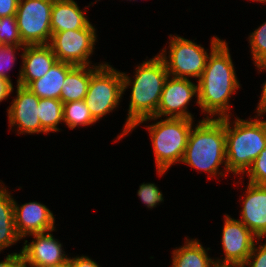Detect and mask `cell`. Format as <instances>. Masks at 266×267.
<instances>
[{"mask_svg": "<svg viewBox=\"0 0 266 267\" xmlns=\"http://www.w3.org/2000/svg\"><path fill=\"white\" fill-rule=\"evenodd\" d=\"M210 55L204 72L197 81V105L206 114L205 118L218 116V119L230 117V97L240 88L234 64L226 41L213 36ZM209 115V116H208Z\"/></svg>", "mask_w": 266, "mask_h": 267, "instance_id": "obj_1", "label": "cell"}, {"mask_svg": "<svg viewBox=\"0 0 266 267\" xmlns=\"http://www.w3.org/2000/svg\"><path fill=\"white\" fill-rule=\"evenodd\" d=\"M135 70L133 81L125 72H121L123 94L131 85V96L125 126L116 140L125 137L139 121L155 116L165 81L169 77L166 64L159 54L143 61Z\"/></svg>", "mask_w": 266, "mask_h": 267, "instance_id": "obj_2", "label": "cell"}, {"mask_svg": "<svg viewBox=\"0 0 266 267\" xmlns=\"http://www.w3.org/2000/svg\"><path fill=\"white\" fill-rule=\"evenodd\" d=\"M181 163L208 172L209 179L212 176L228 175L218 172L219 167L224 165L225 171L229 173L226 164L225 118H204L195 128L192 126Z\"/></svg>", "mask_w": 266, "mask_h": 267, "instance_id": "obj_3", "label": "cell"}, {"mask_svg": "<svg viewBox=\"0 0 266 267\" xmlns=\"http://www.w3.org/2000/svg\"><path fill=\"white\" fill-rule=\"evenodd\" d=\"M262 115H256L244 120L236 117L230 123V117L225 118L226 164L228 172L246 174L253 161L266 146V120Z\"/></svg>", "mask_w": 266, "mask_h": 267, "instance_id": "obj_4", "label": "cell"}, {"mask_svg": "<svg viewBox=\"0 0 266 267\" xmlns=\"http://www.w3.org/2000/svg\"><path fill=\"white\" fill-rule=\"evenodd\" d=\"M193 122L187 118H165L146 127L151 137L159 176L165 174L175 163L182 162Z\"/></svg>", "mask_w": 266, "mask_h": 267, "instance_id": "obj_5", "label": "cell"}, {"mask_svg": "<svg viewBox=\"0 0 266 267\" xmlns=\"http://www.w3.org/2000/svg\"><path fill=\"white\" fill-rule=\"evenodd\" d=\"M122 94L121 72L108 63L93 65V75L84 101L96 122L117 108Z\"/></svg>", "mask_w": 266, "mask_h": 267, "instance_id": "obj_6", "label": "cell"}, {"mask_svg": "<svg viewBox=\"0 0 266 267\" xmlns=\"http://www.w3.org/2000/svg\"><path fill=\"white\" fill-rule=\"evenodd\" d=\"M170 36L169 55L166 56V48L159 54L164 60L169 76L174 78L200 79L204 72L209 54L204 47L195 42L178 36Z\"/></svg>", "mask_w": 266, "mask_h": 267, "instance_id": "obj_7", "label": "cell"}, {"mask_svg": "<svg viewBox=\"0 0 266 267\" xmlns=\"http://www.w3.org/2000/svg\"><path fill=\"white\" fill-rule=\"evenodd\" d=\"M54 0H19L16 22L25 45L49 44Z\"/></svg>", "mask_w": 266, "mask_h": 267, "instance_id": "obj_8", "label": "cell"}, {"mask_svg": "<svg viewBox=\"0 0 266 267\" xmlns=\"http://www.w3.org/2000/svg\"><path fill=\"white\" fill-rule=\"evenodd\" d=\"M94 27L89 23L84 29L53 33L49 45L57 60L75 66H91L89 56L97 40Z\"/></svg>", "mask_w": 266, "mask_h": 267, "instance_id": "obj_9", "label": "cell"}, {"mask_svg": "<svg viewBox=\"0 0 266 267\" xmlns=\"http://www.w3.org/2000/svg\"><path fill=\"white\" fill-rule=\"evenodd\" d=\"M193 96L198 97V85L191 82L190 79L169 76L165 81L155 116L139 121L132 127V130L145 121L160 119L163 116H166V118H187L194 120L193 115L187 111V106Z\"/></svg>", "mask_w": 266, "mask_h": 267, "instance_id": "obj_10", "label": "cell"}, {"mask_svg": "<svg viewBox=\"0 0 266 267\" xmlns=\"http://www.w3.org/2000/svg\"><path fill=\"white\" fill-rule=\"evenodd\" d=\"M224 258L216 259L217 267H243L255 242L259 240L240 220L225 214L222 227Z\"/></svg>", "mask_w": 266, "mask_h": 267, "instance_id": "obj_11", "label": "cell"}, {"mask_svg": "<svg viewBox=\"0 0 266 267\" xmlns=\"http://www.w3.org/2000/svg\"><path fill=\"white\" fill-rule=\"evenodd\" d=\"M55 230L29 235L35 240L29 243L25 240L20 250L23 267H49L69 261L70 257L63 251L61 243L51 234Z\"/></svg>", "mask_w": 266, "mask_h": 267, "instance_id": "obj_12", "label": "cell"}, {"mask_svg": "<svg viewBox=\"0 0 266 267\" xmlns=\"http://www.w3.org/2000/svg\"><path fill=\"white\" fill-rule=\"evenodd\" d=\"M40 98L26 87L17 85L16 97L7 109L10 130L15 126L19 134H48L38 117Z\"/></svg>", "mask_w": 266, "mask_h": 267, "instance_id": "obj_13", "label": "cell"}, {"mask_svg": "<svg viewBox=\"0 0 266 267\" xmlns=\"http://www.w3.org/2000/svg\"><path fill=\"white\" fill-rule=\"evenodd\" d=\"M14 221L21 239L28 235L54 230L55 217L48 207L39 202H28L21 206L14 200Z\"/></svg>", "mask_w": 266, "mask_h": 267, "instance_id": "obj_14", "label": "cell"}, {"mask_svg": "<svg viewBox=\"0 0 266 267\" xmlns=\"http://www.w3.org/2000/svg\"><path fill=\"white\" fill-rule=\"evenodd\" d=\"M20 55L22 67L19 71L17 85L23 87L42 78L58 61L49 44L25 45Z\"/></svg>", "mask_w": 266, "mask_h": 267, "instance_id": "obj_15", "label": "cell"}, {"mask_svg": "<svg viewBox=\"0 0 266 267\" xmlns=\"http://www.w3.org/2000/svg\"><path fill=\"white\" fill-rule=\"evenodd\" d=\"M239 219L259 240L266 237V186L248 182Z\"/></svg>", "mask_w": 266, "mask_h": 267, "instance_id": "obj_16", "label": "cell"}, {"mask_svg": "<svg viewBox=\"0 0 266 267\" xmlns=\"http://www.w3.org/2000/svg\"><path fill=\"white\" fill-rule=\"evenodd\" d=\"M74 0H54L51 13V32L84 29L90 22Z\"/></svg>", "mask_w": 266, "mask_h": 267, "instance_id": "obj_17", "label": "cell"}, {"mask_svg": "<svg viewBox=\"0 0 266 267\" xmlns=\"http://www.w3.org/2000/svg\"><path fill=\"white\" fill-rule=\"evenodd\" d=\"M74 66L67 62L57 61L42 78L32 81L26 88L39 98L60 100L66 75Z\"/></svg>", "mask_w": 266, "mask_h": 267, "instance_id": "obj_18", "label": "cell"}, {"mask_svg": "<svg viewBox=\"0 0 266 267\" xmlns=\"http://www.w3.org/2000/svg\"><path fill=\"white\" fill-rule=\"evenodd\" d=\"M198 239L186 238L181 247L172 252V267H217L215 259L210 258Z\"/></svg>", "mask_w": 266, "mask_h": 267, "instance_id": "obj_19", "label": "cell"}, {"mask_svg": "<svg viewBox=\"0 0 266 267\" xmlns=\"http://www.w3.org/2000/svg\"><path fill=\"white\" fill-rule=\"evenodd\" d=\"M0 184V253L21 240L14 221V198L7 188Z\"/></svg>", "mask_w": 266, "mask_h": 267, "instance_id": "obj_20", "label": "cell"}, {"mask_svg": "<svg viewBox=\"0 0 266 267\" xmlns=\"http://www.w3.org/2000/svg\"><path fill=\"white\" fill-rule=\"evenodd\" d=\"M93 75V66H74L66 75L60 101L64 104L71 101L84 100Z\"/></svg>", "mask_w": 266, "mask_h": 267, "instance_id": "obj_21", "label": "cell"}, {"mask_svg": "<svg viewBox=\"0 0 266 267\" xmlns=\"http://www.w3.org/2000/svg\"><path fill=\"white\" fill-rule=\"evenodd\" d=\"M41 127L47 132H58L63 122V103L59 99L40 98L38 105Z\"/></svg>", "mask_w": 266, "mask_h": 267, "instance_id": "obj_22", "label": "cell"}, {"mask_svg": "<svg viewBox=\"0 0 266 267\" xmlns=\"http://www.w3.org/2000/svg\"><path fill=\"white\" fill-rule=\"evenodd\" d=\"M63 123L73 130L78 126H89L97 122L90 114L85 101L77 100L63 104Z\"/></svg>", "mask_w": 266, "mask_h": 267, "instance_id": "obj_23", "label": "cell"}, {"mask_svg": "<svg viewBox=\"0 0 266 267\" xmlns=\"http://www.w3.org/2000/svg\"><path fill=\"white\" fill-rule=\"evenodd\" d=\"M254 64L266 61V21L249 35Z\"/></svg>", "mask_w": 266, "mask_h": 267, "instance_id": "obj_24", "label": "cell"}, {"mask_svg": "<svg viewBox=\"0 0 266 267\" xmlns=\"http://www.w3.org/2000/svg\"><path fill=\"white\" fill-rule=\"evenodd\" d=\"M0 41L5 45H25L21 40L15 16L0 18Z\"/></svg>", "mask_w": 266, "mask_h": 267, "instance_id": "obj_25", "label": "cell"}, {"mask_svg": "<svg viewBox=\"0 0 266 267\" xmlns=\"http://www.w3.org/2000/svg\"><path fill=\"white\" fill-rule=\"evenodd\" d=\"M25 45H5L0 47V78L11 81V77L7 74L15 64L17 50L24 49ZM16 50V51H15Z\"/></svg>", "mask_w": 266, "mask_h": 267, "instance_id": "obj_26", "label": "cell"}, {"mask_svg": "<svg viewBox=\"0 0 266 267\" xmlns=\"http://www.w3.org/2000/svg\"><path fill=\"white\" fill-rule=\"evenodd\" d=\"M249 183L266 186V146L247 170Z\"/></svg>", "mask_w": 266, "mask_h": 267, "instance_id": "obj_27", "label": "cell"}, {"mask_svg": "<svg viewBox=\"0 0 266 267\" xmlns=\"http://www.w3.org/2000/svg\"><path fill=\"white\" fill-rule=\"evenodd\" d=\"M137 195L141 199L142 203L150 209L156 207L157 204L164 201L162 192L154 183H142L139 186Z\"/></svg>", "mask_w": 266, "mask_h": 267, "instance_id": "obj_28", "label": "cell"}, {"mask_svg": "<svg viewBox=\"0 0 266 267\" xmlns=\"http://www.w3.org/2000/svg\"><path fill=\"white\" fill-rule=\"evenodd\" d=\"M258 241L254 244V247L247 258L243 267H266V241L257 248Z\"/></svg>", "mask_w": 266, "mask_h": 267, "instance_id": "obj_29", "label": "cell"}, {"mask_svg": "<svg viewBox=\"0 0 266 267\" xmlns=\"http://www.w3.org/2000/svg\"><path fill=\"white\" fill-rule=\"evenodd\" d=\"M19 0H0V18L15 16Z\"/></svg>", "mask_w": 266, "mask_h": 267, "instance_id": "obj_30", "label": "cell"}, {"mask_svg": "<svg viewBox=\"0 0 266 267\" xmlns=\"http://www.w3.org/2000/svg\"><path fill=\"white\" fill-rule=\"evenodd\" d=\"M255 66L257 67V69L262 72H266V61L260 62L255 64ZM260 100L258 102V106H257V114L258 115H263L266 113V81L264 82L263 86H262V94L260 95Z\"/></svg>", "mask_w": 266, "mask_h": 267, "instance_id": "obj_31", "label": "cell"}, {"mask_svg": "<svg viewBox=\"0 0 266 267\" xmlns=\"http://www.w3.org/2000/svg\"><path fill=\"white\" fill-rule=\"evenodd\" d=\"M70 267H100L94 260L88 256H76L69 258Z\"/></svg>", "mask_w": 266, "mask_h": 267, "instance_id": "obj_32", "label": "cell"}, {"mask_svg": "<svg viewBox=\"0 0 266 267\" xmlns=\"http://www.w3.org/2000/svg\"><path fill=\"white\" fill-rule=\"evenodd\" d=\"M21 265V255L19 253L8 254L5 260L0 261V267H19Z\"/></svg>", "mask_w": 266, "mask_h": 267, "instance_id": "obj_33", "label": "cell"}, {"mask_svg": "<svg viewBox=\"0 0 266 267\" xmlns=\"http://www.w3.org/2000/svg\"><path fill=\"white\" fill-rule=\"evenodd\" d=\"M13 90L12 81L0 78V102L7 99L8 96H10L11 92H13Z\"/></svg>", "mask_w": 266, "mask_h": 267, "instance_id": "obj_34", "label": "cell"}, {"mask_svg": "<svg viewBox=\"0 0 266 267\" xmlns=\"http://www.w3.org/2000/svg\"><path fill=\"white\" fill-rule=\"evenodd\" d=\"M49 267H70V265H69V261H68V262H64V263L54 265V266H49Z\"/></svg>", "mask_w": 266, "mask_h": 267, "instance_id": "obj_35", "label": "cell"}, {"mask_svg": "<svg viewBox=\"0 0 266 267\" xmlns=\"http://www.w3.org/2000/svg\"><path fill=\"white\" fill-rule=\"evenodd\" d=\"M252 1H260V2H262V3H265L266 2V0H252Z\"/></svg>", "mask_w": 266, "mask_h": 267, "instance_id": "obj_36", "label": "cell"}]
</instances>
